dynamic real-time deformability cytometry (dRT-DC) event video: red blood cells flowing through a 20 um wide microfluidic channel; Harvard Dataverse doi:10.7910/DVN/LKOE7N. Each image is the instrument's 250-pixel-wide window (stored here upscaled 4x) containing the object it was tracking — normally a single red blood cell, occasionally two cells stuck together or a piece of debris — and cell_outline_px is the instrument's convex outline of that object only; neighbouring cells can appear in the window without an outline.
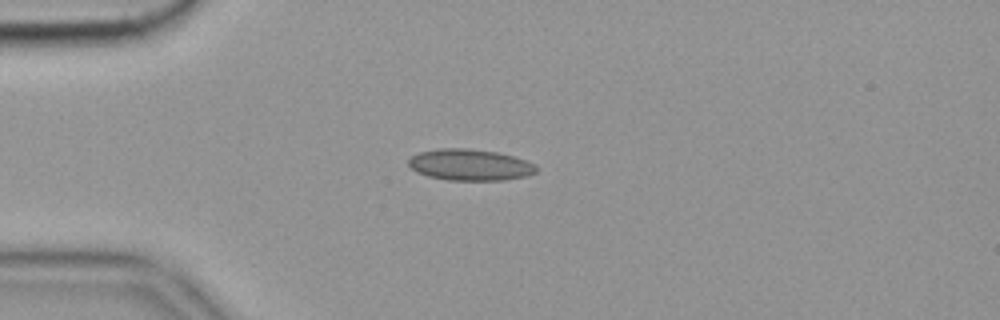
{"species": "common noctule bat (a hibernating species)", "species_latin": "Nyctalus noctula", "temperature_condition": "cold", "stored_images_in_passage": 48, "camera_frame_rate_fps": 3000, "um_per_image_px": 0.085, "animal": {"sex": "female", "body_mass_g": 19.9}, "frame": {"image": 1, "passage_image": 14, "time_ms": 4.333, "image_size_px": [1000, 320], "cell_outline_px": [[536, 172], [524, 176], [504, 180], [448, 180], [428, 176], [416, 172], [408, 164], [408, 160], [412, 156], [420, 152], [436, 148], [468, 148], [496, 152], [528, 160], [536, 164]], "centroid_in_image_um": [39.94, 14.0], "position_along_channel_um": 45.1, "area_um2": 23.35}, "authors_computed_cell_mechanics": {"area_um2": 21.2993, "velocity_mm_per_s": 3.5322, "shape_relaxation_time_tau1_ms": null, "shape_relaxation_time_tau2_ms": 2.758, "deformation_change_tau1": null, "deformation_change_tau2": 0.0832}}